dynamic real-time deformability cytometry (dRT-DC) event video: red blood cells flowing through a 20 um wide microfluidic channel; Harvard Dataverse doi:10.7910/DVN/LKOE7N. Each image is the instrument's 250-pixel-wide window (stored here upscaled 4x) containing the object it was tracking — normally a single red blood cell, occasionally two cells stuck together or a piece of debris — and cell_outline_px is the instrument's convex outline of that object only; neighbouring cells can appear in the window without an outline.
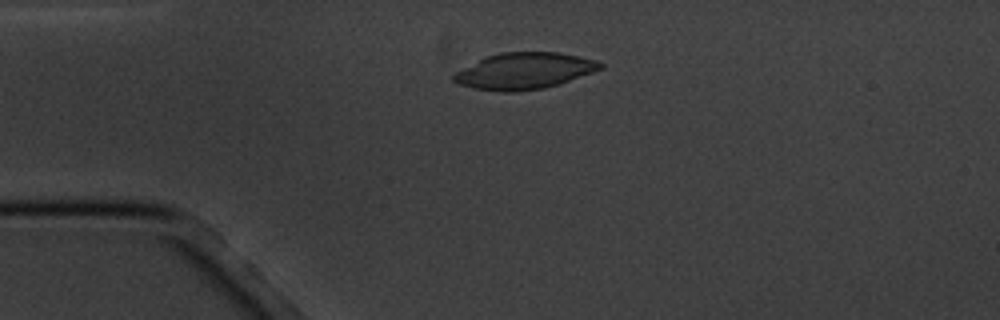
{"species": "common noctule bat (a hibernating species)", "species_latin": "Nyctalus noctula", "temperature_condition": "cold", "stored_images_in_passage": 5, "camera_frame_rate_fps": 3000, "um_per_image_px": 0.085, "animal": {"sex": "male", "body_mass_g": 20.1, "forearm_length_mm": 53.5}, "frame": {"image": 1, "passage_image": 4, "time_ms": 3.667, "image_size_px": [1000, 320], "cell_outline_px": [[604, 68], [544, 88], [512, 92], [504, 92], [472, 88], [460, 84], [452, 80], [452, 76], [456, 72], [484, 56], [500, 52], [556, 52], [580, 56], [596, 60], [604, 64]], "centroid_in_image_um": [44.54, 6.02], "position_along_channel_um": 40.5, "area_um2": 30.92}}